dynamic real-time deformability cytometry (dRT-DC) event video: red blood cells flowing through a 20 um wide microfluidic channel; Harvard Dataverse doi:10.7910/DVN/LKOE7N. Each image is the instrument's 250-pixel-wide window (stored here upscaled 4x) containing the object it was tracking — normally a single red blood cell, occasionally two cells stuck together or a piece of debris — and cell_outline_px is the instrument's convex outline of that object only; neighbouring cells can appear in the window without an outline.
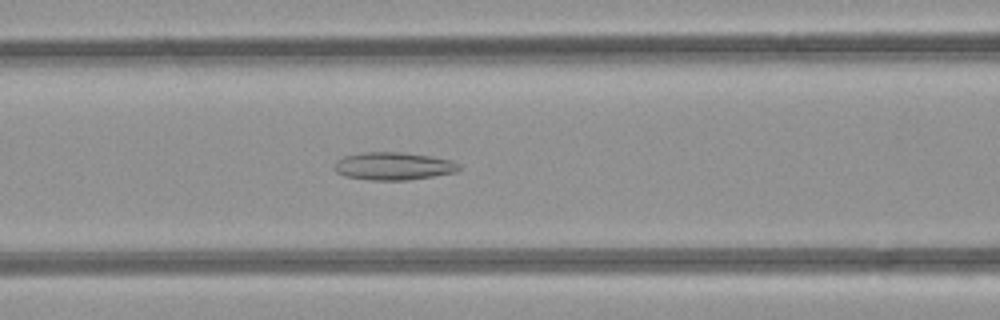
{"species": "common noctule bat (a hibernating species)", "species_latin": "Nyctalus noctula", "temperature_condition": "room temperature", "stored_images_in_passage": 43, "camera_frame_rate_fps": 3000, "um_per_image_px": 0.085, "animal": {"sex": "female", "body_mass_g": 21.9}, "frame": {"image": 1, "passage_image": 15, "time_ms": 4.667, "image_size_px": [1000, 320], "cell_outline_px": [[460, 168], [456, 172], [408, 180], [368, 180], [344, 176], [336, 172], [332, 168], [336, 160], [344, 156], [364, 152], [400, 152], [432, 156], [452, 160], [460, 164]], "centroid_in_image_um": [33.41, 14.12], "position_along_channel_um": 133.2, "area_um2": 20.35}}
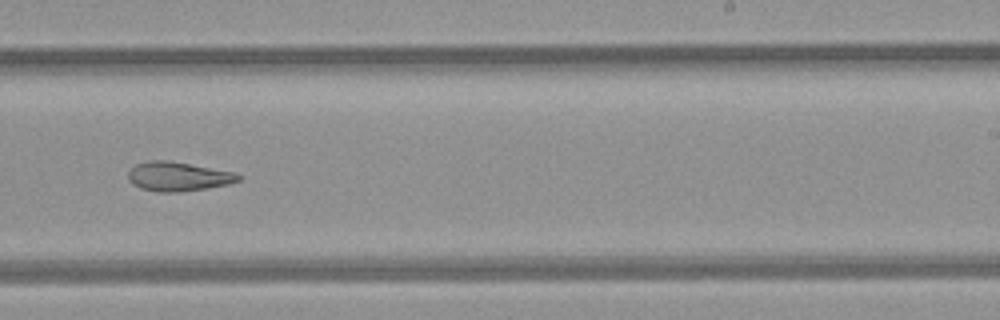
{"frame": {"image": 2, "passage_image": 25, "time_ms": 8.0, "image_size_px": [1000, 320], "cell_outline_px": [[240, 180], [228, 184], [208, 188], [180, 192], [156, 192], [140, 188], [132, 184], [128, 180], [128, 172], [136, 164], [148, 160], [164, 160], [236, 172], [240, 176]], "centroid_in_image_um": [15.11, 15.01], "position_along_channel_um": 273.9, "area_um2": 18.73}}
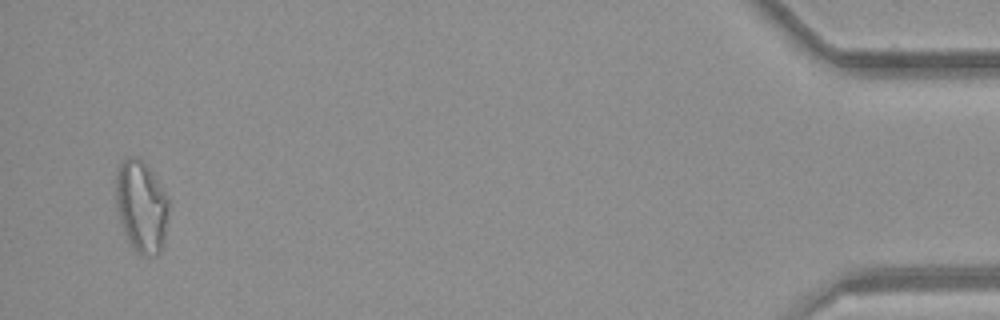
{"frame": {"image": 3, "passage_image": 42, "time_ms": 13.667, "image_size_px": [1000, 320], "cell_outline_px": [[168, 212], [164, 244], [160, 252], [144, 256], [140, 256], [136, 252], [124, 228], [116, 204], [116, 180], [120, 164], [128, 156], [136, 156], [148, 168], [168, 196]], "centroid_in_image_um": [12.04, 17.55], "position_along_channel_um": 423.2, "area_um2": 27.57}, "authors_computed_cell_mechanics": {"area_um2": 21.7906, "velocity_mm_per_s": 4.2337, "shape_relaxation_time_tau1_ms": null, "shape_relaxation_time_tau2_ms": 7.6427, "deformation_change_tau1": null, "deformation_change_tau2": 0.1882}}